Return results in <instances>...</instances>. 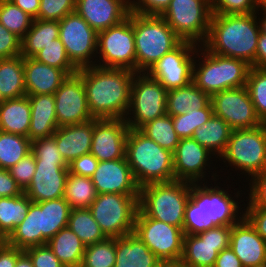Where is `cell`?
<instances>
[{
    "label": "cell",
    "instance_id": "cell-6",
    "mask_svg": "<svg viewBox=\"0 0 266 267\" xmlns=\"http://www.w3.org/2000/svg\"><path fill=\"white\" fill-rule=\"evenodd\" d=\"M250 68L251 65L245 60L220 56L200 45L195 51L192 82L212 96L224 90L246 86Z\"/></svg>",
    "mask_w": 266,
    "mask_h": 267
},
{
    "label": "cell",
    "instance_id": "cell-48",
    "mask_svg": "<svg viewBox=\"0 0 266 267\" xmlns=\"http://www.w3.org/2000/svg\"><path fill=\"white\" fill-rule=\"evenodd\" d=\"M31 152L35 162H65L53 136L32 141Z\"/></svg>",
    "mask_w": 266,
    "mask_h": 267
},
{
    "label": "cell",
    "instance_id": "cell-19",
    "mask_svg": "<svg viewBox=\"0 0 266 267\" xmlns=\"http://www.w3.org/2000/svg\"><path fill=\"white\" fill-rule=\"evenodd\" d=\"M214 115L222 118L232 130L261 126L246 86L224 90L211 96Z\"/></svg>",
    "mask_w": 266,
    "mask_h": 267
},
{
    "label": "cell",
    "instance_id": "cell-50",
    "mask_svg": "<svg viewBox=\"0 0 266 267\" xmlns=\"http://www.w3.org/2000/svg\"><path fill=\"white\" fill-rule=\"evenodd\" d=\"M36 170L35 156L31 152L22 158L17 164L12 166L8 171L18 186L24 192L30 185Z\"/></svg>",
    "mask_w": 266,
    "mask_h": 267
},
{
    "label": "cell",
    "instance_id": "cell-29",
    "mask_svg": "<svg viewBox=\"0 0 266 267\" xmlns=\"http://www.w3.org/2000/svg\"><path fill=\"white\" fill-rule=\"evenodd\" d=\"M31 104L30 141L53 136L58 128L54 95H28Z\"/></svg>",
    "mask_w": 266,
    "mask_h": 267
},
{
    "label": "cell",
    "instance_id": "cell-31",
    "mask_svg": "<svg viewBox=\"0 0 266 267\" xmlns=\"http://www.w3.org/2000/svg\"><path fill=\"white\" fill-rule=\"evenodd\" d=\"M210 104L211 96L193 82L167 92L166 111L170 116L183 115L186 112L207 108Z\"/></svg>",
    "mask_w": 266,
    "mask_h": 267
},
{
    "label": "cell",
    "instance_id": "cell-27",
    "mask_svg": "<svg viewBox=\"0 0 266 267\" xmlns=\"http://www.w3.org/2000/svg\"><path fill=\"white\" fill-rule=\"evenodd\" d=\"M23 66L27 95H53L68 76L62 69L30 57H23Z\"/></svg>",
    "mask_w": 266,
    "mask_h": 267
},
{
    "label": "cell",
    "instance_id": "cell-15",
    "mask_svg": "<svg viewBox=\"0 0 266 267\" xmlns=\"http://www.w3.org/2000/svg\"><path fill=\"white\" fill-rule=\"evenodd\" d=\"M59 39L78 69L96 64L97 32L76 12L59 21Z\"/></svg>",
    "mask_w": 266,
    "mask_h": 267
},
{
    "label": "cell",
    "instance_id": "cell-25",
    "mask_svg": "<svg viewBox=\"0 0 266 267\" xmlns=\"http://www.w3.org/2000/svg\"><path fill=\"white\" fill-rule=\"evenodd\" d=\"M229 247L240 259L243 267L266 263V241L245 217L231 226Z\"/></svg>",
    "mask_w": 266,
    "mask_h": 267
},
{
    "label": "cell",
    "instance_id": "cell-44",
    "mask_svg": "<svg viewBox=\"0 0 266 267\" xmlns=\"http://www.w3.org/2000/svg\"><path fill=\"white\" fill-rule=\"evenodd\" d=\"M246 87L249 91L257 116L266 120V69L251 67Z\"/></svg>",
    "mask_w": 266,
    "mask_h": 267
},
{
    "label": "cell",
    "instance_id": "cell-30",
    "mask_svg": "<svg viewBox=\"0 0 266 267\" xmlns=\"http://www.w3.org/2000/svg\"><path fill=\"white\" fill-rule=\"evenodd\" d=\"M31 104L28 95L0 101V131L28 137Z\"/></svg>",
    "mask_w": 266,
    "mask_h": 267
},
{
    "label": "cell",
    "instance_id": "cell-55",
    "mask_svg": "<svg viewBox=\"0 0 266 267\" xmlns=\"http://www.w3.org/2000/svg\"><path fill=\"white\" fill-rule=\"evenodd\" d=\"M244 217L266 241V208H244Z\"/></svg>",
    "mask_w": 266,
    "mask_h": 267
},
{
    "label": "cell",
    "instance_id": "cell-12",
    "mask_svg": "<svg viewBox=\"0 0 266 267\" xmlns=\"http://www.w3.org/2000/svg\"><path fill=\"white\" fill-rule=\"evenodd\" d=\"M161 16L183 41L200 46L209 32L212 3L209 0H171Z\"/></svg>",
    "mask_w": 266,
    "mask_h": 267
},
{
    "label": "cell",
    "instance_id": "cell-3",
    "mask_svg": "<svg viewBox=\"0 0 266 267\" xmlns=\"http://www.w3.org/2000/svg\"><path fill=\"white\" fill-rule=\"evenodd\" d=\"M260 26L256 13L212 14L202 46L209 52L245 60L255 67Z\"/></svg>",
    "mask_w": 266,
    "mask_h": 267
},
{
    "label": "cell",
    "instance_id": "cell-16",
    "mask_svg": "<svg viewBox=\"0 0 266 267\" xmlns=\"http://www.w3.org/2000/svg\"><path fill=\"white\" fill-rule=\"evenodd\" d=\"M198 45L182 41L175 49L163 55L146 72L168 91L192 82L195 51Z\"/></svg>",
    "mask_w": 266,
    "mask_h": 267
},
{
    "label": "cell",
    "instance_id": "cell-33",
    "mask_svg": "<svg viewBox=\"0 0 266 267\" xmlns=\"http://www.w3.org/2000/svg\"><path fill=\"white\" fill-rule=\"evenodd\" d=\"M47 245L64 266H81L86 246L68 226L54 235Z\"/></svg>",
    "mask_w": 266,
    "mask_h": 267
},
{
    "label": "cell",
    "instance_id": "cell-13",
    "mask_svg": "<svg viewBox=\"0 0 266 267\" xmlns=\"http://www.w3.org/2000/svg\"><path fill=\"white\" fill-rule=\"evenodd\" d=\"M97 54V66L136 72L132 12L119 24L97 32Z\"/></svg>",
    "mask_w": 266,
    "mask_h": 267
},
{
    "label": "cell",
    "instance_id": "cell-8",
    "mask_svg": "<svg viewBox=\"0 0 266 267\" xmlns=\"http://www.w3.org/2000/svg\"><path fill=\"white\" fill-rule=\"evenodd\" d=\"M136 51V72H147L163 55L175 49L183 40L161 15L132 12Z\"/></svg>",
    "mask_w": 266,
    "mask_h": 267
},
{
    "label": "cell",
    "instance_id": "cell-24",
    "mask_svg": "<svg viewBox=\"0 0 266 267\" xmlns=\"http://www.w3.org/2000/svg\"><path fill=\"white\" fill-rule=\"evenodd\" d=\"M75 12L99 32L128 17L130 0H76Z\"/></svg>",
    "mask_w": 266,
    "mask_h": 267
},
{
    "label": "cell",
    "instance_id": "cell-56",
    "mask_svg": "<svg viewBox=\"0 0 266 267\" xmlns=\"http://www.w3.org/2000/svg\"><path fill=\"white\" fill-rule=\"evenodd\" d=\"M24 193L8 170L0 168V197H14Z\"/></svg>",
    "mask_w": 266,
    "mask_h": 267
},
{
    "label": "cell",
    "instance_id": "cell-21",
    "mask_svg": "<svg viewBox=\"0 0 266 267\" xmlns=\"http://www.w3.org/2000/svg\"><path fill=\"white\" fill-rule=\"evenodd\" d=\"M129 127L124 119L94 118L91 151L98 161L125 157Z\"/></svg>",
    "mask_w": 266,
    "mask_h": 267
},
{
    "label": "cell",
    "instance_id": "cell-37",
    "mask_svg": "<svg viewBox=\"0 0 266 267\" xmlns=\"http://www.w3.org/2000/svg\"><path fill=\"white\" fill-rule=\"evenodd\" d=\"M68 227L79 237L85 246L93 245L107 237L93 218L89 208L72 209Z\"/></svg>",
    "mask_w": 266,
    "mask_h": 267
},
{
    "label": "cell",
    "instance_id": "cell-9",
    "mask_svg": "<svg viewBox=\"0 0 266 267\" xmlns=\"http://www.w3.org/2000/svg\"><path fill=\"white\" fill-rule=\"evenodd\" d=\"M220 159L226 167H232V171H241L248 181L249 178L266 170L265 126L262 124L254 128L232 130L219 161Z\"/></svg>",
    "mask_w": 266,
    "mask_h": 267
},
{
    "label": "cell",
    "instance_id": "cell-10",
    "mask_svg": "<svg viewBox=\"0 0 266 267\" xmlns=\"http://www.w3.org/2000/svg\"><path fill=\"white\" fill-rule=\"evenodd\" d=\"M139 195L97 194L89 209L107 238H118L134 231Z\"/></svg>",
    "mask_w": 266,
    "mask_h": 267
},
{
    "label": "cell",
    "instance_id": "cell-22",
    "mask_svg": "<svg viewBox=\"0 0 266 267\" xmlns=\"http://www.w3.org/2000/svg\"><path fill=\"white\" fill-rule=\"evenodd\" d=\"M36 170L24 191L32 202H43L64 197L69 173L66 162H35Z\"/></svg>",
    "mask_w": 266,
    "mask_h": 267
},
{
    "label": "cell",
    "instance_id": "cell-64",
    "mask_svg": "<svg viewBox=\"0 0 266 267\" xmlns=\"http://www.w3.org/2000/svg\"><path fill=\"white\" fill-rule=\"evenodd\" d=\"M261 3L266 7V0H261Z\"/></svg>",
    "mask_w": 266,
    "mask_h": 267
},
{
    "label": "cell",
    "instance_id": "cell-38",
    "mask_svg": "<svg viewBox=\"0 0 266 267\" xmlns=\"http://www.w3.org/2000/svg\"><path fill=\"white\" fill-rule=\"evenodd\" d=\"M96 196L91 178L68 173L63 198L72 209L89 208Z\"/></svg>",
    "mask_w": 266,
    "mask_h": 267
},
{
    "label": "cell",
    "instance_id": "cell-26",
    "mask_svg": "<svg viewBox=\"0 0 266 267\" xmlns=\"http://www.w3.org/2000/svg\"><path fill=\"white\" fill-rule=\"evenodd\" d=\"M93 131L94 119L85 123L57 128L53 137L67 164L84 154L90 153Z\"/></svg>",
    "mask_w": 266,
    "mask_h": 267
},
{
    "label": "cell",
    "instance_id": "cell-32",
    "mask_svg": "<svg viewBox=\"0 0 266 267\" xmlns=\"http://www.w3.org/2000/svg\"><path fill=\"white\" fill-rule=\"evenodd\" d=\"M231 132L229 124L213 114L205 124L194 131L192 138L219 159L227 147Z\"/></svg>",
    "mask_w": 266,
    "mask_h": 267
},
{
    "label": "cell",
    "instance_id": "cell-17",
    "mask_svg": "<svg viewBox=\"0 0 266 267\" xmlns=\"http://www.w3.org/2000/svg\"><path fill=\"white\" fill-rule=\"evenodd\" d=\"M213 156L215 155L193 138L180 139L173 152L175 180L187 181L190 183H203L205 180L207 182L209 180L207 177L210 176V181L212 180V182L219 180L218 177L220 175L216 173L217 171L210 173V170H214L212 161H218L217 159L215 160Z\"/></svg>",
    "mask_w": 266,
    "mask_h": 267
},
{
    "label": "cell",
    "instance_id": "cell-45",
    "mask_svg": "<svg viewBox=\"0 0 266 267\" xmlns=\"http://www.w3.org/2000/svg\"><path fill=\"white\" fill-rule=\"evenodd\" d=\"M213 106L196 111L186 112L183 115L171 116L174 130L180 139L192 138L194 131L205 124L213 116Z\"/></svg>",
    "mask_w": 266,
    "mask_h": 267
},
{
    "label": "cell",
    "instance_id": "cell-34",
    "mask_svg": "<svg viewBox=\"0 0 266 267\" xmlns=\"http://www.w3.org/2000/svg\"><path fill=\"white\" fill-rule=\"evenodd\" d=\"M25 95L23 56L0 59V101Z\"/></svg>",
    "mask_w": 266,
    "mask_h": 267
},
{
    "label": "cell",
    "instance_id": "cell-7",
    "mask_svg": "<svg viewBox=\"0 0 266 267\" xmlns=\"http://www.w3.org/2000/svg\"><path fill=\"white\" fill-rule=\"evenodd\" d=\"M190 192L187 181L149 183L140 187L138 207L145 216L183 230Z\"/></svg>",
    "mask_w": 266,
    "mask_h": 267
},
{
    "label": "cell",
    "instance_id": "cell-63",
    "mask_svg": "<svg viewBox=\"0 0 266 267\" xmlns=\"http://www.w3.org/2000/svg\"><path fill=\"white\" fill-rule=\"evenodd\" d=\"M160 267H185L181 262L162 263Z\"/></svg>",
    "mask_w": 266,
    "mask_h": 267
},
{
    "label": "cell",
    "instance_id": "cell-61",
    "mask_svg": "<svg viewBox=\"0 0 266 267\" xmlns=\"http://www.w3.org/2000/svg\"><path fill=\"white\" fill-rule=\"evenodd\" d=\"M260 11V14H259ZM256 14L260 15V17L257 15V19L260 26V32L266 34V7L261 3Z\"/></svg>",
    "mask_w": 266,
    "mask_h": 267
},
{
    "label": "cell",
    "instance_id": "cell-53",
    "mask_svg": "<svg viewBox=\"0 0 266 267\" xmlns=\"http://www.w3.org/2000/svg\"><path fill=\"white\" fill-rule=\"evenodd\" d=\"M171 0H130V12L144 15H161Z\"/></svg>",
    "mask_w": 266,
    "mask_h": 267
},
{
    "label": "cell",
    "instance_id": "cell-66",
    "mask_svg": "<svg viewBox=\"0 0 266 267\" xmlns=\"http://www.w3.org/2000/svg\"><path fill=\"white\" fill-rule=\"evenodd\" d=\"M8 1H11V0H0V2H8Z\"/></svg>",
    "mask_w": 266,
    "mask_h": 267
},
{
    "label": "cell",
    "instance_id": "cell-47",
    "mask_svg": "<svg viewBox=\"0 0 266 267\" xmlns=\"http://www.w3.org/2000/svg\"><path fill=\"white\" fill-rule=\"evenodd\" d=\"M261 0H214L212 14H249L256 13Z\"/></svg>",
    "mask_w": 266,
    "mask_h": 267
},
{
    "label": "cell",
    "instance_id": "cell-57",
    "mask_svg": "<svg viewBox=\"0 0 266 267\" xmlns=\"http://www.w3.org/2000/svg\"><path fill=\"white\" fill-rule=\"evenodd\" d=\"M24 251L0 241V267H15L17 258Z\"/></svg>",
    "mask_w": 266,
    "mask_h": 267
},
{
    "label": "cell",
    "instance_id": "cell-42",
    "mask_svg": "<svg viewBox=\"0 0 266 267\" xmlns=\"http://www.w3.org/2000/svg\"><path fill=\"white\" fill-rule=\"evenodd\" d=\"M33 20L11 1L0 2V23L20 39L29 31Z\"/></svg>",
    "mask_w": 266,
    "mask_h": 267
},
{
    "label": "cell",
    "instance_id": "cell-40",
    "mask_svg": "<svg viewBox=\"0 0 266 267\" xmlns=\"http://www.w3.org/2000/svg\"><path fill=\"white\" fill-rule=\"evenodd\" d=\"M139 130L162 148L172 153L175 151L180 140L174 130L172 117L167 114L146 123Z\"/></svg>",
    "mask_w": 266,
    "mask_h": 267
},
{
    "label": "cell",
    "instance_id": "cell-46",
    "mask_svg": "<svg viewBox=\"0 0 266 267\" xmlns=\"http://www.w3.org/2000/svg\"><path fill=\"white\" fill-rule=\"evenodd\" d=\"M76 0H40L37 19L60 21L75 12Z\"/></svg>",
    "mask_w": 266,
    "mask_h": 267
},
{
    "label": "cell",
    "instance_id": "cell-36",
    "mask_svg": "<svg viewBox=\"0 0 266 267\" xmlns=\"http://www.w3.org/2000/svg\"><path fill=\"white\" fill-rule=\"evenodd\" d=\"M32 200L25 193L0 197V239L5 240L25 218Z\"/></svg>",
    "mask_w": 266,
    "mask_h": 267
},
{
    "label": "cell",
    "instance_id": "cell-43",
    "mask_svg": "<svg viewBox=\"0 0 266 267\" xmlns=\"http://www.w3.org/2000/svg\"><path fill=\"white\" fill-rule=\"evenodd\" d=\"M36 61L62 69L68 76L79 70L69 59L61 40L55 39L38 52L34 57Z\"/></svg>",
    "mask_w": 266,
    "mask_h": 267
},
{
    "label": "cell",
    "instance_id": "cell-59",
    "mask_svg": "<svg viewBox=\"0 0 266 267\" xmlns=\"http://www.w3.org/2000/svg\"><path fill=\"white\" fill-rule=\"evenodd\" d=\"M11 2L33 19H37L40 8V0H11Z\"/></svg>",
    "mask_w": 266,
    "mask_h": 267
},
{
    "label": "cell",
    "instance_id": "cell-65",
    "mask_svg": "<svg viewBox=\"0 0 266 267\" xmlns=\"http://www.w3.org/2000/svg\"><path fill=\"white\" fill-rule=\"evenodd\" d=\"M253 267H266V263L262 264V265H259V266H253Z\"/></svg>",
    "mask_w": 266,
    "mask_h": 267
},
{
    "label": "cell",
    "instance_id": "cell-11",
    "mask_svg": "<svg viewBox=\"0 0 266 267\" xmlns=\"http://www.w3.org/2000/svg\"><path fill=\"white\" fill-rule=\"evenodd\" d=\"M167 90L146 72H135L131 84L130 104L124 118L130 129H140L146 123L167 114Z\"/></svg>",
    "mask_w": 266,
    "mask_h": 267
},
{
    "label": "cell",
    "instance_id": "cell-51",
    "mask_svg": "<svg viewBox=\"0 0 266 267\" xmlns=\"http://www.w3.org/2000/svg\"><path fill=\"white\" fill-rule=\"evenodd\" d=\"M24 252L30 257L34 267H66L54 255L47 244L30 247Z\"/></svg>",
    "mask_w": 266,
    "mask_h": 267
},
{
    "label": "cell",
    "instance_id": "cell-52",
    "mask_svg": "<svg viewBox=\"0 0 266 267\" xmlns=\"http://www.w3.org/2000/svg\"><path fill=\"white\" fill-rule=\"evenodd\" d=\"M21 55V39L0 23V59Z\"/></svg>",
    "mask_w": 266,
    "mask_h": 267
},
{
    "label": "cell",
    "instance_id": "cell-54",
    "mask_svg": "<svg viewBox=\"0 0 266 267\" xmlns=\"http://www.w3.org/2000/svg\"><path fill=\"white\" fill-rule=\"evenodd\" d=\"M98 159L91 153L84 154L68 164L69 173L91 178L98 166Z\"/></svg>",
    "mask_w": 266,
    "mask_h": 267
},
{
    "label": "cell",
    "instance_id": "cell-28",
    "mask_svg": "<svg viewBox=\"0 0 266 267\" xmlns=\"http://www.w3.org/2000/svg\"><path fill=\"white\" fill-rule=\"evenodd\" d=\"M162 263L134 232L116 238L114 267H160Z\"/></svg>",
    "mask_w": 266,
    "mask_h": 267
},
{
    "label": "cell",
    "instance_id": "cell-23",
    "mask_svg": "<svg viewBox=\"0 0 266 267\" xmlns=\"http://www.w3.org/2000/svg\"><path fill=\"white\" fill-rule=\"evenodd\" d=\"M97 194L115 193L139 195L137 184L126 158L99 161L91 177Z\"/></svg>",
    "mask_w": 266,
    "mask_h": 267
},
{
    "label": "cell",
    "instance_id": "cell-67",
    "mask_svg": "<svg viewBox=\"0 0 266 267\" xmlns=\"http://www.w3.org/2000/svg\"><path fill=\"white\" fill-rule=\"evenodd\" d=\"M263 125H264V126H265V128H266V120H264V121H263Z\"/></svg>",
    "mask_w": 266,
    "mask_h": 267
},
{
    "label": "cell",
    "instance_id": "cell-49",
    "mask_svg": "<svg viewBox=\"0 0 266 267\" xmlns=\"http://www.w3.org/2000/svg\"><path fill=\"white\" fill-rule=\"evenodd\" d=\"M249 180L248 188L250 189L246 190L248 195L244 208H266V170L254 175Z\"/></svg>",
    "mask_w": 266,
    "mask_h": 267
},
{
    "label": "cell",
    "instance_id": "cell-4",
    "mask_svg": "<svg viewBox=\"0 0 266 267\" xmlns=\"http://www.w3.org/2000/svg\"><path fill=\"white\" fill-rule=\"evenodd\" d=\"M72 208L63 198L31 202L26 218L4 240L21 250L46 245L62 228L68 226Z\"/></svg>",
    "mask_w": 266,
    "mask_h": 267
},
{
    "label": "cell",
    "instance_id": "cell-1",
    "mask_svg": "<svg viewBox=\"0 0 266 267\" xmlns=\"http://www.w3.org/2000/svg\"><path fill=\"white\" fill-rule=\"evenodd\" d=\"M216 181L214 185L212 182L209 185V182L191 183L190 199L185 207L184 234H198L216 226H233L244 217V207H241L244 205L241 203L245 202L238 198L246 193L234 189L237 192L234 191L233 196L227 191L230 187L225 190Z\"/></svg>",
    "mask_w": 266,
    "mask_h": 267
},
{
    "label": "cell",
    "instance_id": "cell-35",
    "mask_svg": "<svg viewBox=\"0 0 266 267\" xmlns=\"http://www.w3.org/2000/svg\"><path fill=\"white\" fill-rule=\"evenodd\" d=\"M59 38V21L34 19L21 39V55L33 58L44 46Z\"/></svg>",
    "mask_w": 266,
    "mask_h": 267
},
{
    "label": "cell",
    "instance_id": "cell-18",
    "mask_svg": "<svg viewBox=\"0 0 266 267\" xmlns=\"http://www.w3.org/2000/svg\"><path fill=\"white\" fill-rule=\"evenodd\" d=\"M231 226H216L198 234H185L180 262L185 267H213L218 253L229 248Z\"/></svg>",
    "mask_w": 266,
    "mask_h": 267
},
{
    "label": "cell",
    "instance_id": "cell-41",
    "mask_svg": "<svg viewBox=\"0 0 266 267\" xmlns=\"http://www.w3.org/2000/svg\"><path fill=\"white\" fill-rule=\"evenodd\" d=\"M116 262V238H106L85 247L80 267H114Z\"/></svg>",
    "mask_w": 266,
    "mask_h": 267
},
{
    "label": "cell",
    "instance_id": "cell-2",
    "mask_svg": "<svg viewBox=\"0 0 266 267\" xmlns=\"http://www.w3.org/2000/svg\"><path fill=\"white\" fill-rule=\"evenodd\" d=\"M77 73L82 77L93 118H125L134 71L94 65L80 68Z\"/></svg>",
    "mask_w": 266,
    "mask_h": 267
},
{
    "label": "cell",
    "instance_id": "cell-14",
    "mask_svg": "<svg viewBox=\"0 0 266 267\" xmlns=\"http://www.w3.org/2000/svg\"><path fill=\"white\" fill-rule=\"evenodd\" d=\"M133 232L163 263L180 262L185 235L181 228L149 218L138 209Z\"/></svg>",
    "mask_w": 266,
    "mask_h": 267
},
{
    "label": "cell",
    "instance_id": "cell-60",
    "mask_svg": "<svg viewBox=\"0 0 266 267\" xmlns=\"http://www.w3.org/2000/svg\"><path fill=\"white\" fill-rule=\"evenodd\" d=\"M255 67L266 69V34L262 32L258 38Z\"/></svg>",
    "mask_w": 266,
    "mask_h": 267
},
{
    "label": "cell",
    "instance_id": "cell-20",
    "mask_svg": "<svg viewBox=\"0 0 266 267\" xmlns=\"http://www.w3.org/2000/svg\"><path fill=\"white\" fill-rule=\"evenodd\" d=\"M53 95L58 127L94 119L90 114L82 77L78 73L67 76Z\"/></svg>",
    "mask_w": 266,
    "mask_h": 267
},
{
    "label": "cell",
    "instance_id": "cell-62",
    "mask_svg": "<svg viewBox=\"0 0 266 267\" xmlns=\"http://www.w3.org/2000/svg\"><path fill=\"white\" fill-rule=\"evenodd\" d=\"M15 267H34L30 257L23 252L16 261Z\"/></svg>",
    "mask_w": 266,
    "mask_h": 267
},
{
    "label": "cell",
    "instance_id": "cell-39",
    "mask_svg": "<svg viewBox=\"0 0 266 267\" xmlns=\"http://www.w3.org/2000/svg\"><path fill=\"white\" fill-rule=\"evenodd\" d=\"M32 142L26 136L0 131V168L10 169L31 153Z\"/></svg>",
    "mask_w": 266,
    "mask_h": 267
},
{
    "label": "cell",
    "instance_id": "cell-58",
    "mask_svg": "<svg viewBox=\"0 0 266 267\" xmlns=\"http://www.w3.org/2000/svg\"><path fill=\"white\" fill-rule=\"evenodd\" d=\"M213 267H243L240 259L231 248H227L218 253Z\"/></svg>",
    "mask_w": 266,
    "mask_h": 267
},
{
    "label": "cell",
    "instance_id": "cell-5",
    "mask_svg": "<svg viewBox=\"0 0 266 267\" xmlns=\"http://www.w3.org/2000/svg\"><path fill=\"white\" fill-rule=\"evenodd\" d=\"M125 157L140 187L175 180L173 153L162 148L139 129H129Z\"/></svg>",
    "mask_w": 266,
    "mask_h": 267
}]
</instances>
